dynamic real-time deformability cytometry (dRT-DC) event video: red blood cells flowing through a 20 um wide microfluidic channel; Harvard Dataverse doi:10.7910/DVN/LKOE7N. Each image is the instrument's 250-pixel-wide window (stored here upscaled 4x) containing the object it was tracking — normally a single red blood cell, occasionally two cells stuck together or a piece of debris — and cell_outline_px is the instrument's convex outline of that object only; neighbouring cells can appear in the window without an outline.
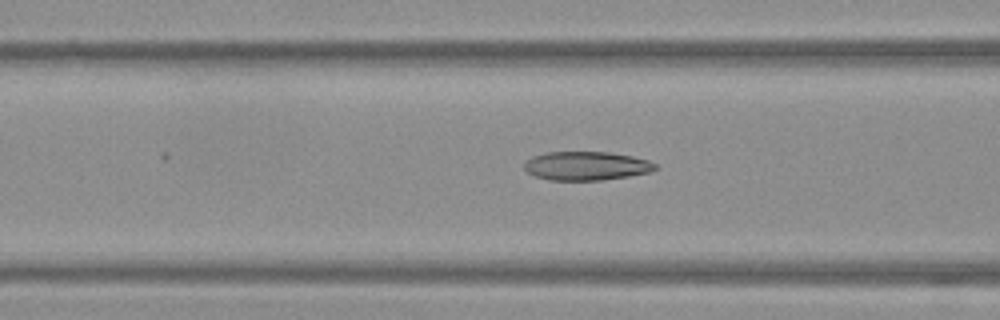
{"species": "Egyptian fruit bat (a non-hibernating species)", "species_latin": "Rousettus aegyptiacus", "temperature_condition": "warm", "stored_images_in_passage": 47, "camera_frame_rate_fps": 3000, "um_per_image_px": 0.085, "frame": {"image": 1, "passage_image": 15, "time_ms": 4.667, "image_size_px": [1000, 320], "cell_outline_px": [[660, 168], [648, 172], [628, 176], [604, 180], [548, 180], [536, 176], [528, 172], [524, 168], [524, 160], [532, 156], [548, 152], [608, 152], [632, 156], [648, 160], [656, 164]], "centroid_in_image_um": [49.83, 14.1], "position_along_channel_um": 116.8, "area_um2": 22.02}}
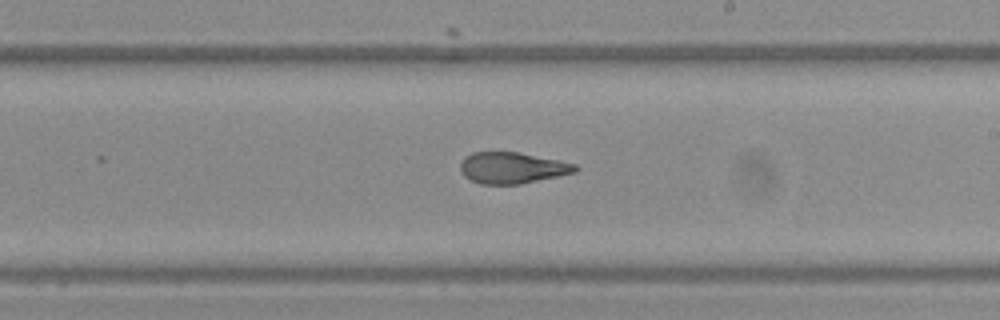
{"frame": {"image": 2, "passage_image": 25, "time_ms": 8.0, "image_size_px": [1000, 320], "cell_outline_px": [[580, 168], [576, 172], [520, 184], [480, 184], [464, 176], [460, 172], [460, 164], [464, 156], [472, 152], [516, 152], [560, 160], [576, 164]], "centroid_in_image_um": [43.53, 14.26], "position_along_channel_um": 245.5, "area_um2": 20.98}}
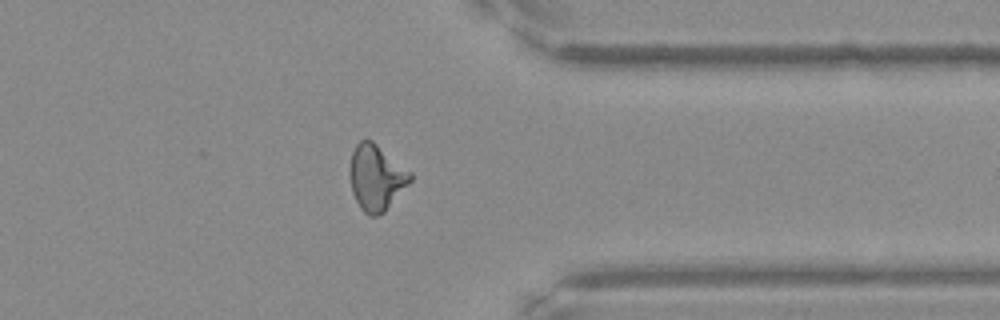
{"frame": {"image": 3, "passage_image": 36, "time_ms": 11.667, "image_size_px": [1000, 320], "cell_outline_px": [[412, 180], [384, 212], [376, 216], [368, 216], [360, 208], [352, 192], [348, 168], [352, 152], [356, 144], [360, 140], [372, 140], [412, 172]], "centroid_in_image_um": [31.97, 15.09], "position_along_channel_um": 379.4, "area_um2": 23.29}, "authors_computed_cell_mechanics": {"area_um2": 22.1952, "velocity_mm_per_s": 3.8536, "shape_relaxation_time_tau1_ms": null, "shape_relaxation_time_tau2_ms": 1.8448, "deformation_change_tau1": null, "deformation_change_tau2": 0.0966}}